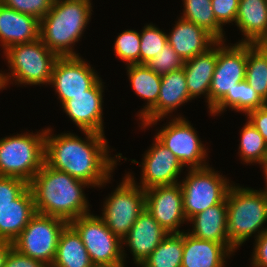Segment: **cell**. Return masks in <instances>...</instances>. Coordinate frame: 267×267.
<instances>
[{
    "instance_id": "obj_1",
    "label": "cell",
    "mask_w": 267,
    "mask_h": 267,
    "mask_svg": "<svg viewBox=\"0 0 267 267\" xmlns=\"http://www.w3.org/2000/svg\"><path fill=\"white\" fill-rule=\"evenodd\" d=\"M82 132L85 139L73 133L54 135L52 129L45 128V163L91 187H103L110 182L122 154L114 155L117 158L110 156L104 134Z\"/></svg>"
},
{
    "instance_id": "obj_2",
    "label": "cell",
    "mask_w": 267,
    "mask_h": 267,
    "mask_svg": "<svg viewBox=\"0 0 267 267\" xmlns=\"http://www.w3.org/2000/svg\"><path fill=\"white\" fill-rule=\"evenodd\" d=\"M28 186L33 194L36 213L62 218L68 223L90 213L83 189L90 185L46 163Z\"/></svg>"
},
{
    "instance_id": "obj_3",
    "label": "cell",
    "mask_w": 267,
    "mask_h": 267,
    "mask_svg": "<svg viewBox=\"0 0 267 267\" xmlns=\"http://www.w3.org/2000/svg\"><path fill=\"white\" fill-rule=\"evenodd\" d=\"M91 5L90 0H54L40 20V40L59 57L79 56L73 46L91 19Z\"/></svg>"
},
{
    "instance_id": "obj_4",
    "label": "cell",
    "mask_w": 267,
    "mask_h": 267,
    "mask_svg": "<svg viewBox=\"0 0 267 267\" xmlns=\"http://www.w3.org/2000/svg\"><path fill=\"white\" fill-rule=\"evenodd\" d=\"M227 233L230 244L238 249L253 234L267 230V193L249 187L231 185L226 196Z\"/></svg>"
},
{
    "instance_id": "obj_5",
    "label": "cell",
    "mask_w": 267,
    "mask_h": 267,
    "mask_svg": "<svg viewBox=\"0 0 267 267\" xmlns=\"http://www.w3.org/2000/svg\"><path fill=\"white\" fill-rule=\"evenodd\" d=\"M3 53L11 72H0L3 90L12 80L18 85L50 84L53 67L59 56L49 50L40 38L10 46Z\"/></svg>"
},
{
    "instance_id": "obj_6",
    "label": "cell",
    "mask_w": 267,
    "mask_h": 267,
    "mask_svg": "<svg viewBox=\"0 0 267 267\" xmlns=\"http://www.w3.org/2000/svg\"><path fill=\"white\" fill-rule=\"evenodd\" d=\"M45 163V130L0 139V176L29 183Z\"/></svg>"
},
{
    "instance_id": "obj_7",
    "label": "cell",
    "mask_w": 267,
    "mask_h": 267,
    "mask_svg": "<svg viewBox=\"0 0 267 267\" xmlns=\"http://www.w3.org/2000/svg\"><path fill=\"white\" fill-rule=\"evenodd\" d=\"M186 177L179 181L183 196V209L187 221L221 203L232 185L212 167L188 169Z\"/></svg>"
},
{
    "instance_id": "obj_8",
    "label": "cell",
    "mask_w": 267,
    "mask_h": 267,
    "mask_svg": "<svg viewBox=\"0 0 267 267\" xmlns=\"http://www.w3.org/2000/svg\"><path fill=\"white\" fill-rule=\"evenodd\" d=\"M128 173L113 193L106 197L100 217L108 229L121 240L129 233L145 208V190Z\"/></svg>"
},
{
    "instance_id": "obj_9",
    "label": "cell",
    "mask_w": 267,
    "mask_h": 267,
    "mask_svg": "<svg viewBox=\"0 0 267 267\" xmlns=\"http://www.w3.org/2000/svg\"><path fill=\"white\" fill-rule=\"evenodd\" d=\"M69 224L81 237L92 264L125 266L127 254L122 240L108 229L100 216L89 213Z\"/></svg>"
},
{
    "instance_id": "obj_10",
    "label": "cell",
    "mask_w": 267,
    "mask_h": 267,
    "mask_svg": "<svg viewBox=\"0 0 267 267\" xmlns=\"http://www.w3.org/2000/svg\"><path fill=\"white\" fill-rule=\"evenodd\" d=\"M67 224L62 218L36 213L13 241V247L25 256L52 265L60 234Z\"/></svg>"
},
{
    "instance_id": "obj_11",
    "label": "cell",
    "mask_w": 267,
    "mask_h": 267,
    "mask_svg": "<svg viewBox=\"0 0 267 267\" xmlns=\"http://www.w3.org/2000/svg\"><path fill=\"white\" fill-rule=\"evenodd\" d=\"M155 137L177 157L183 167L194 169L208 166V148L199 139L191 123L181 115L164 125Z\"/></svg>"
},
{
    "instance_id": "obj_12",
    "label": "cell",
    "mask_w": 267,
    "mask_h": 267,
    "mask_svg": "<svg viewBox=\"0 0 267 267\" xmlns=\"http://www.w3.org/2000/svg\"><path fill=\"white\" fill-rule=\"evenodd\" d=\"M247 65V43H235L226 46L224 41H217V63L210 84L209 110L235 84L243 81Z\"/></svg>"
},
{
    "instance_id": "obj_13",
    "label": "cell",
    "mask_w": 267,
    "mask_h": 267,
    "mask_svg": "<svg viewBox=\"0 0 267 267\" xmlns=\"http://www.w3.org/2000/svg\"><path fill=\"white\" fill-rule=\"evenodd\" d=\"M100 77L80 56L59 57L53 67L49 85L55 88L61 106L73 96L85 94Z\"/></svg>"
},
{
    "instance_id": "obj_14",
    "label": "cell",
    "mask_w": 267,
    "mask_h": 267,
    "mask_svg": "<svg viewBox=\"0 0 267 267\" xmlns=\"http://www.w3.org/2000/svg\"><path fill=\"white\" fill-rule=\"evenodd\" d=\"M145 208L168 234L183 232L179 227L187 219L179 183L145 190Z\"/></svg>"
},
{
    "instance_id": "obj_15",
    "label": "cell",
    "mask_w": 267,
    "mask_h": 267,
    "mask_svg": "<svg viewBox=\"0 0 267 267\" xmlns=\"http://www.w3.org/2000/svg\"><path fill=\"white\" fill-rule=\"evenodd\" d=\"M154 143L144 153L140 186L147 190L156 186L177 184L184 167L177 157L155 136Z\"/></svg>"
},
{
    "instance_id": "obj_16",
    "label": "cell",
    "mask_w": 267,
    "mask_h": 267,
    "mask_svg": "<svg viewBox=\"0 0 267 267\" xmlns=\"http://www.w3.org/2000/svg\"><path fill=\"white\" fill-rule=\"evenodd\" d=\"M104 85L100 78L85 94L73 96L62 108L80 131H92L104 134L103 127V92Z\"/></svg>"
},
{
    "instance_id": "obj_17",
    "label": "cell",
    "mask_w": 267,
    "mask_h": 267,
    "mask_svg": "<svg viewBox=\"0 0 267 267\" xmlns=\"http://www.w3.org/2000/svg\"><path fill=\"white\" fill-rule=\"evenodd\" d=\"M190 100L192 99L189 96L183 68L161 75L157 104L140 120L141 128L156 125L158 121Z\"/></svg>"
},
{
    "instance_id": "obj_18",
    "label": "cell",
    "mask_w": 267,
    "mask_h": 267,
    "mask_svg": "<svg viewBox=\"0 0 267 267\" xmlns=\"http://www.w3.org/2000/svg\"><path fill=\"white\" fill-rule=\"evenodd\" d=\"M167 235L168 233L144 209L122 240V244L129 246L134 263L140 266Z\"/></svg>"
},
{
    "instance_id": "obj_19",
    "label": "cell",
    "mask_w": 267,
    "mask_h": 267,
    "mask_svg": "<svg viewBox=\"0 0 267 267\" xmlns=\"http://www.w3.org/2000/svg\"><path fill=\"white\" fill-rule=\"evenodd\" d=\"M40 20L0 3V46L3 52L10 46L39 38Z\"/></svg>"
},
{
    "instance_id": "obj_20",
    "label": "cell",
    "mask_w": 267,
    "mask_h": 267,
    "mask_svg": "<svg viewBox=\"0 0 267 267\" xmlns=\"http://www.w3.org/2000/svg\"><path fill=\"white\" fill-rule=\"evenodd\" d=\"M167 34V42L183 61L205 53L217 41L193 22L179 18Z\"/></svg>"
},
{
    "instance_id": "obj_21",
    "label": "cell",
    "mask_w": 267,
    "mask_h": 267,
    "mask_svg": "<svg viewBox=\"0 0 267 267\" xmlns=\"http://www.w3.org/2000/svg\"><path fill=\"white\" fill-rule=\"evenodd\" d=\"M188 222L192 223V236L223 244L232 254L235 248L230 244L227 233V203L226 198L219 204L193 216Z\"/></svg>"
},
{
    "instance_id": "obj_22",
    "label": "cell",
    "mask_w": 267,
    "mask_h": 267,
    "mask_svg": "<svg viewBox=\"0 0 267 267\" xmlns=\"http://www.w3.org/2000/svg\"><path fill=\"white\" fill-rule=\"evenodd\" d=\"M36 214L28 186L11 204L0 209V240L13 242Z\"/></svg>"
},
{
    "instance_id": "obj_23",
    "label": "cell",
    "mask_w": 267,
    "mask_h": 267,
    "mask_svg": "<svg viewBox=\"0 0 267 267\" xmlns=\"http://www.w3.org/2000/svg\"><path fill=\"white\" fill-rule=\"evenodd\" d=\"M232 253L221 243L198 239L184 231L181 267H225Z\"/></svg>"
},
{
    "instance_id": "obj_24",
    "label": "cell",
    "mask_w": 267,
    "mask_h": 267,
    "mask_svg": "<svg viewBox=\"0 0 267 267\" xmlns=\"http://www.w3.org/2000/svg\"><path fill=\"white\" fill-rule=\"evenodd\" d=\"M217 63V42L205 53L184 61L187 89L191 99L204 95L209 108L210 84Z\"/></svg>"
},
{
    "instance_id": "obj_25",
    "label": "cell",
    "mask_w": 267,
    "mask_h": 267,
    "mask_svg": "<svg viewBox=\"0 0 267 267\" xmlns=\"http://www.w3.org/2000/svg\"><path fill=\"white\" fill-rule=\"evenodd\" d=\"M235 23L245 37L239 43L258 44L267 35V0H239Z\"/></svg>"
},
{
    "instance_id": "obj_26",
    "label": "cell",
    "mask_w": 267,
    "mask_h": 267,
    "mask_svg": "<svg viewBox=\"0 0 267 267\" xmlns=\"http://www.w3.org/2000/svg\"><path fill=\"white\" fill-rule=\"evenodd\" d=\"M127 75L134 93L147 104L137 115L141 120L156 104L160 93L161 75L156 74L146 64H130Z\"/></svg>"
},
{
    "instance_id": "obj_27",
    "label": "cell",
    "mask_w": 267,
    "mask_h": 267,
    "mask_svg": "<svg viewBox=\"0 0 267 267\" xmlns=\"http://www.w3.org/2000/svg\"><path fill=\"white\" fill-rule=\"evenodd\" d=\"M52 265L54 267H91L93 265L81 237L69 223L60 234Z\"/></svg>"
},
{
    "instance_id": "obj_28",
    "label": "cell",
    "mask_w": 267,
    "mask_h": 267,
    "mask_svg": "<svg viewBox=\"0 0 267 267\" xmlns=\"http://www.w3.org/2000/svg\"><path fill=\"white\" fill-rule=\"evenodd\" d=\"M267 103L244 79L235 84L232 91H228L210 110L213 116L220 115L228 107L236 112L247 114L250 111L263 107Z\"/></svg>"
},
{
    "instance_id": "obj_29",
    "label": "cell",
    "mask_w": 267,
    "mask_h": 267,
    "mask_svg": "<svg viewBox=\"0 0 267 267\" xmlns=\"http://www.w3.org/2000/svg\"><path fill=\"white\" fill-rule=\"evenodd\" d=\"M184 247L182 233H169L140 267H181Z\"/></svg>"
},
{
    "instance_id": "obj_30",
    "label": "cell",
    "mask_w": 267,
    "mask_h": 267,
    "mask_svg": "<svg viewBox=\"0 0 267 267\" xmlns=\"http://www.w3.org/2000/svg\"><path fill=\"white\" fill-rule=\"evenodd\" d=\"M181 18L193 22L208 32L216 41H226L223 28L217 23L211 0H183Z\"/></svg>"
},
{
    "instance_id": "obj_31",
    "label": "cell",
    "mask_w": 267,
    "mask_h": 267,
    "mask_svg": "<svg viewBox=\"0 0 267 267\" xmlns=\"http://www.w3.org/2000/svg\"><path fill=\"white\" fill-rule=\"evenodd\" d=\"M245 80L267 103V53L258 44L247 43Z\"/></svg>"
},
{
    "instance_id": "obj_32",
    "label": "cell",
    "mask_w": 267,
    "mask_h": 267,
    "mask_svg": "<svg viewBox=\"0 0 267 267\" xmlns=\"http://www.w3.org/2000/svg\"><path fill=\"white\" fill-rule=\"evenodd\" d=\"M240 134L238 153L241 160L246 164L259 163L263 165L267 161V143L262 135L248 120Z\"/></svg>"
},
{
    "instance_id": "obj_33",
    "label": "cell",
    "mask_w": 267,
    "mask_h": 267,
    "mask_svg": "<svg viewBox=\"0 0 267 267\" xmlns=\"http://www.w3.org/2000/svg\"><path fill=\"white\" fill-rule=\"evenodd\" d=\"M139 34L141 40L140 64H146L168 43L167 34L152 23L146 24Z\"/></svg>"
},
{
    "instance_id": "obj_34",
    "label": "cell",
    "mask_w": 267,
    "mask_h": 267,
    "mask_svg": "<svg viewBox=\"0 0 267 267\" xmlns=\"http://www.w3.org/2000/svg\"><path fill=\"white\" fill-rule=\"evenodd\" d=\"M140 34L136 30L119 33L114 43V52L126 65L140 64Z\"/></svg>"
},
{
    "instance_id": "obj_35",
    "label": "cell",
    "mask_w": 267,
    "mask_h": 267,
    "mask_svg": "<svg viewBox=\"0 0 267 267\" xmlns=\"http://www.w3.org/2000/svg\"><path fill=\"white\" fill-rule=\"evenodd\" d=\"M184 61L167 43L146 65L156 74L163 75L183 68Z\"/></svg>"
},
{
    "instance_id": "obj_36",
    "label": "cell",
    "mask_w": 267,
    "mask_h": 267,
    "mask_svg": "<svg viewBox=\"0 0 267 267\" xmlns=\"http://www.w3.org/2000/svg\"><path fill=\"white\" fill-rule=\"evenodd\" d=\"M54 0H0V3L18 12L41 20L51 9Z\"/></svg>"
},
{
    "instance_id": "obj_37",
    "label": "cell",
    "mask_w": 267,
    "mask_h": 267,
    "mask_svg": "<svg viewBox=\"0 0 267 267\" xmlns=\"http://www.w3.org/2000/svg\"><path fill=\"white\" fill-rule=\"evenodd\" d=\"M27 187L23 179L0 176V209L11 204Z\"/></svg>"
},
{
    "instance_id": "obj_38",
    "label": "cell",
    "mask_w": 267,
    "mask_h": 267,
    "mask_svg": "<svg viewBox=\"0 0 267 267\" xmlns=\"http://www.w3.org/2000/svg\"><path fill=\"white\" fill-rule=\"evenodd\" d=\"M211 3L216 21L222 28L225 24L235 23L239 0H211Z\"/></svg>"
},
{
    "instance_id": "obj_39",
    "label": "cell",
    "mask_w": 267,
    "mask_h": 267,
    "mask_svg": "<svg viewBox=\"0 0 267 267\" xmlns=\"http://www.w3.org/2000/svg\"><path fill=\"white\" fill-rule=\"evenodd\" d=\"M252 267H267V230L255 239Z\"/></svg>"
},
{
    "instance_id": "obj_40",
    "label": "cell",
    "mask_w": 267,
    "mask_h": 267,
    "mask_svg": "<svg viewBox=\"0 0 267 267\" xmlns=\"http://www.w3.org/2000/svg\"><path fill=\"white\" fill-rule=\"evenodd\" d=\"M46 265L37 259H32L29 256H25L19 253L13 248L7 259L4 267H45Z\"/></svg>"
},
{
    "instance_id": "obj_41",
    "label": "cell",
    "mask_w": 267,
    "mask_h": 267,
    "mask_svg": "<svg viewBox=\"0 0 267 267\" xmlns=\"http://www.w3.org/2000/svg\"><path fill=\"white\" fill-rule=\"evenodd\" d=\"M247 120L258 130L267 143V104L246 114Z\"/></svg>"
},
{
    "instance_id": "obj_42",
    "label": "cell",
    "mask_w": 267,
    "mask_h": 267,
    "mask_svg": "<svg viewBox=\"0 0 267 267\" xmlns=\"http://www.w3.org/2000/svg\"><path fill=\"white\" fill-rule=\"evenodd\" d=\"M13 248V242L0 240V267L5 266L6 259Z\"/></svg>"
},
{
    "instance_id": "obj_43",
    "label": "cell",
    "mask_w": 267,
    "mask_h": 267,
    "mask_svg": "<svg viewBox=\"0 0 267 267\" xmlns=\"http://www.w3.org/2000/svg\"><path fill=\"white\" fill-rule=\"evenodd\" d=\"M258 45L267 53V35L258 43Z\"/></svg>"
},
{
    "instance_id": "obj_44",
    "label": "cell",
    "mask_w": 267,
    "mask_h": 267,
    "mask_svg": "<svg viewBox=\"0 0 267 267\" xmlns=\"http://www.w3.org/2000/svg\"><path fill=\"white\" fill-rule=\"evenodd\" d=\"M261 167L263 168V174L265 175L264 179H266L265 180V182H266L265 186L266 187L264 188V191L267 193V162H265Z\"/></svg>"
},
{
    "instance_id": "obj_45",
    "label": "cell",
    "mask_w": 267,
    "mask_h": 267,
    "mask_svg": "<svg viewBox=\"0 0 267 267\" xmlns=\"http://www.w3.org/2000/svg\"><path fill=\"white\" fill-rule=\"evenodd\" d=\"M91 267H125V266H111V265H98V264H93Z\"/></svg>"
},
{
    "instance_id": "obj_46",
    "label": "cell",
    "mask_w": 267,
    "mask_h": 267,
    "mask_svg": "<svg viewBox=\"0 0 267 267\" xmlns=\"http://www.w3.org/2000/svg\"><path fill=\"white\" fill-rule=\"evenodd\" d=\"M45 267H54L53 265H46Z\"/></svg>"
}]
</instances>
